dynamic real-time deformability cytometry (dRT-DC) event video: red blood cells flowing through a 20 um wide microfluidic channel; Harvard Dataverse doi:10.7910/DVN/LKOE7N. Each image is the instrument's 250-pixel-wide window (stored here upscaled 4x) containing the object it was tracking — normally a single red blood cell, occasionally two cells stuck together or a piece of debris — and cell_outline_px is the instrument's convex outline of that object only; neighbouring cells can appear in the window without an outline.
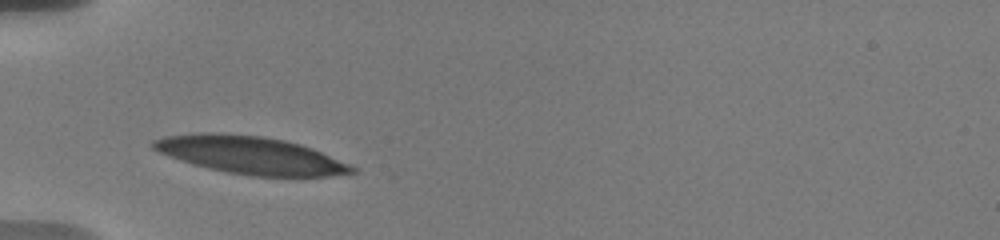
{"species": "human", "species_latin": "Homo sapiens", "temperature_condition": "warm", "stored_images_in_passage": 12, "camera_frame_rate_fps": 3000, "um_per_image_px": 0.085, "donor": {"sex": "male"}, "frame": {"image": 1, "passage_image": 6, "time_ms": 1.333, "image_size_px": [1000, 240], "cell_outline_px": [[360, 172], [328, 176], [252, 176], [228, 172], [208, 168], [192, 164], [168, 156], [152, 148], [148, 144], [152, 140], [164, 136], [200, 132], [216, 132], [260, 136], [284, 140], [300, 144], [312, 148], [352, 164]], "centroid_in_image_um": [21.29, 13.18], "position_along_channel_um": 63.7, "area_um2": 43.75}}
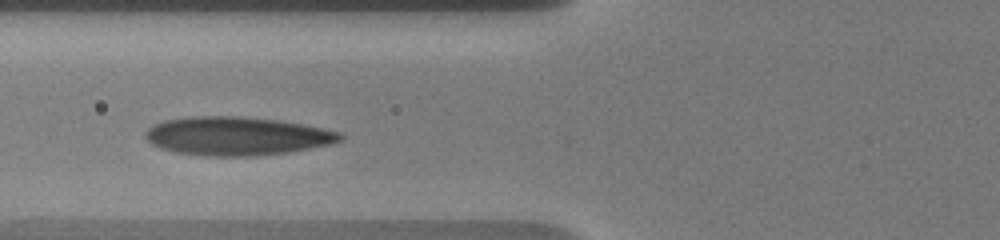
{"frame": {"image": 2, "passage_image": 8, "time_ms": 2.667, "image_size_px": [1000, 240], "cell_outline_px": [[344, 140], [332, 144], [288, 152], [256, 156], [204, 156], [176, 152], [160, 148], [152, 144], [144, 136], [144, 132], [152, 124], [164, 120], [192, 116], [240, 116], [280, 120], [324, 128], [344, 132]], "centroid_in_image_um": [20.16, 11.56], "position_along_channel_um": 105.6, "area_um2": 44.22}}
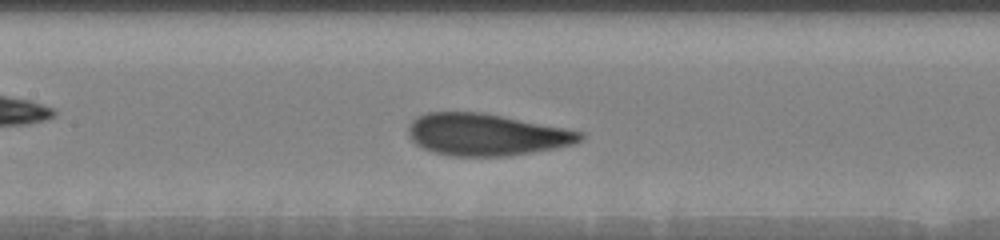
{"frame": {"image": 3, "passage_image": 11, "time_ms": 4.333, "image_size_px": [1000, 240], "cell_outline_px": [[584, 136], [576, 144], [556, 148], [508, 156], [452, 156], [432, 152], [416, 144], [412, 140], [408, 132], [408, 128], [412, 120], [416, 116], [428, 112], [480, 112], [564, 128], [584, 132]], "centroid_in_image_um": [41.32, 11.45], "position_along_channel_um": 166.1, "area_um2": 41.85}}